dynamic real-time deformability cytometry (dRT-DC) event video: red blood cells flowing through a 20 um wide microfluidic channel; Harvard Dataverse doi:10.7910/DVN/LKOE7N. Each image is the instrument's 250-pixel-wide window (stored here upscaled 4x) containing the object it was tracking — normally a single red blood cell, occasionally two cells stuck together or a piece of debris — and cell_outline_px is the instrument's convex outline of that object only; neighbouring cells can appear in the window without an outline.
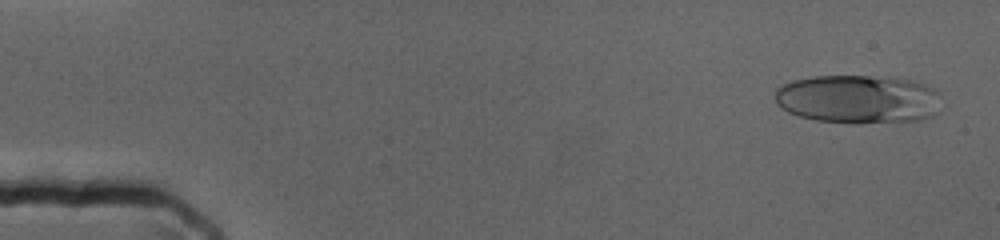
{"species": "human", "species_latin": "Homo sapiens", "temperature_condition": "cold", "stored_images_in_passage": 71, "camera_frame_rate_fps": 3000, "um_per_image_px": 0.085, "donor": {"sex": "female"}, "frame": {"image": 1, "passage_image": 3, "time_ms": 0.667, "image_size_px": [1000, 240], "cell_outline_px": [[940, 96], [936, 112], [932, 116], [920, 120], [816, 120], [800, 116], [788, 112], [776, 104], [776, 88], [792, 80], [812, 76], [892, 76], [912, 80], [924, 84], [940, 92]], "centroid_in_image_um": [72.93, 8.36], "position_along_channel_um": 12.1, "area_um2": 46.12}}
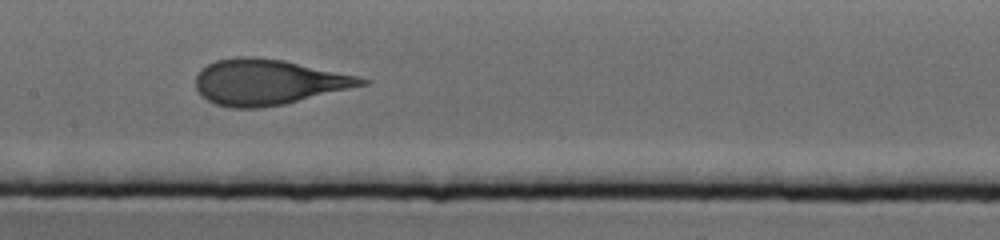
{"frame": {"image": 2, "passage_image": 35, "time_ms": 11.333, "image_size_px": [1000, 240], "cell_outline_px": [[372, 80], [368, 84], [284, 104], [260, 108], [232, 108], [216, 104], [208, 100], [196, 88], [196, 76], [200, 68], [216, 60], [236, 56], [252, 56], [284, 60], [356, 76]], "centroid_in_image_um": [22.77, 6.97], "position_along_channel_um": 184.6, "area_um2": 43.81}}
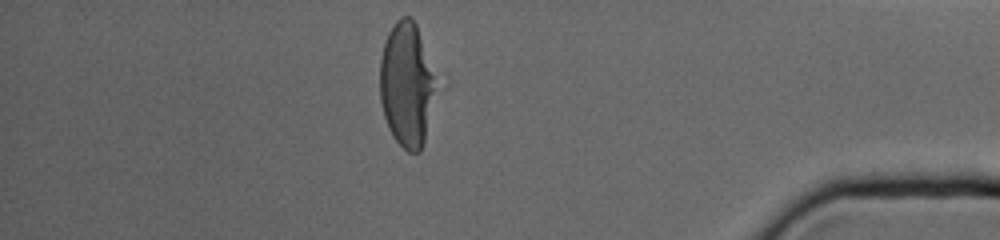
{"frame": {"image": 3, "passage_image": 62, "time_ms": 20.333, "image_size_px": [1000, 240], "cell_outline_px": [[440, 84], [424, 144], [420, 152], [408, 152], [392, 136], [388, 128], [384, 116], [380, 100], [380, 60], [384, 44], [388, 32], [396, 20], [400, 16], [412, 16], [416, 24]], "centroid_in_image_um": [34.62, 7.2], "position_along_channel_um": 400.6, "area_um2": 41.79}}